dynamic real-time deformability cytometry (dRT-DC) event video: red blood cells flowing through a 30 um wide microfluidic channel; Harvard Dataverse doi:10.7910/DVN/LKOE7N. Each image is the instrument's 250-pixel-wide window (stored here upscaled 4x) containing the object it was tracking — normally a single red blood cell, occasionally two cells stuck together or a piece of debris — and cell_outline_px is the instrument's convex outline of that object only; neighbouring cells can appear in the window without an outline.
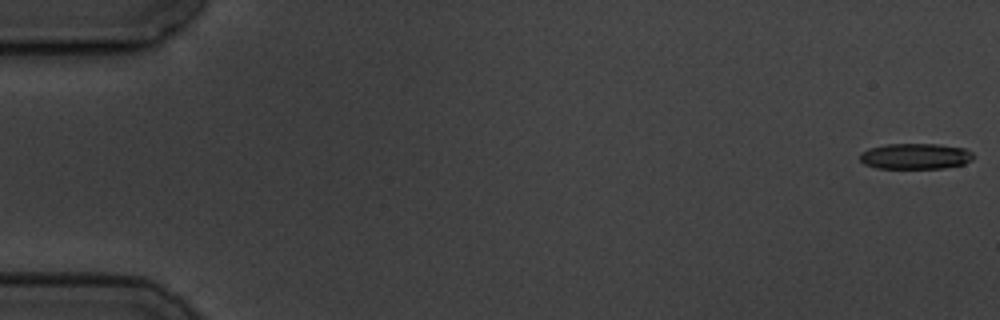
{"species": "common noctule bat (a hibernating species)", "species_latin": "Nyctalus noctula", "temperature_condition": "cold", "stored_images_in_passage": 5, "camera_frame_rate_fps": 3000, "um_per_image_px": 0.085, "animal": {"sex": "male", "body_mass_g": 19.5, "forearm_length_mm": 54.6}, "frame": {"image": 1, "passage_image": 1, "time_ms": 0.0, "image_size_px": [1000, 320], "cell_outline_px": [[972, 160], [964, 164], [944, 168], [876, 168], [864, 164], [860, 160], [860, 152], [868, 148], [888, 144], [940, 144], [964, 148], [972, 152]], "centroid_in_image_um": [77.79, 13.28], "position_along_channel_um": 7.2, "area_um2": 17.11}}